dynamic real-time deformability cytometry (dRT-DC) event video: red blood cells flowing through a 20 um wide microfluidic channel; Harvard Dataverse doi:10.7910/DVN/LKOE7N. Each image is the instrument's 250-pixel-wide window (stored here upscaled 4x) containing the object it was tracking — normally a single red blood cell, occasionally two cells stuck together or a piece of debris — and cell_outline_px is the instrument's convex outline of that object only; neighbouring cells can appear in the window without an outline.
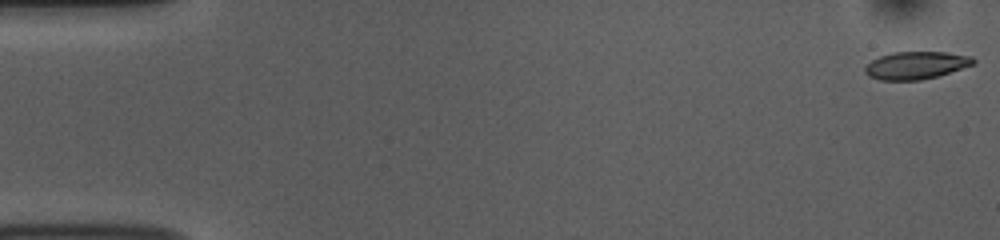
{"species": "common noctule bat (a hibernating species)", "species_latin": "Nyctalus noctula", "temperature_condition": "room temperature", "stored_images_in_passage": 54, "camera_frame_rate_fps": 3000, "um_per_image_px": 0.085, "animal": {"sex": "female", "body_mass_g": 10.0, "forearm_length_mm": 53.1}, "frame": {"image": 1, "passage_image": 1, "time_ms": 0.0, "image_size_px": [1000, 240], "cell_outline_px": [[976, 64], [936, 76], [920, 80], [880, 80], [868, 76], [864, 72], [864, 68], [872, 60], [880, 56], [892, 52], [948, 52], [972, 56], [976, 60]], "centroid_in_image_um": [77.87, 5.54], "position_along_channel_um": 7.1, "area_um2": 17.46}}
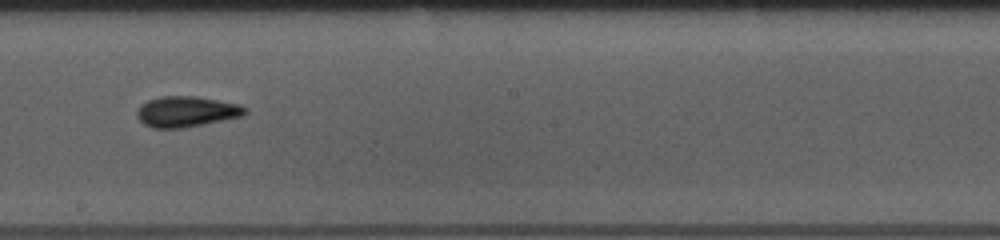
{"frame": {"image": 2, "passage_image": 30, "time_ms": 9.667, "image_size_px": [1000, 240], "cell_outline_px": [[248, 112], [244, 116], [180, 128], [152, 128], [144, 124], [136, 116], [136, 112], [140, 104], [148, 100], [160, 96], [196, 96], [240, 104], [248, 108]], "centroid_in_image_um": [15.85, 9.47], "position_along_channel_um": 232.4, "area_um2": 19.42}}
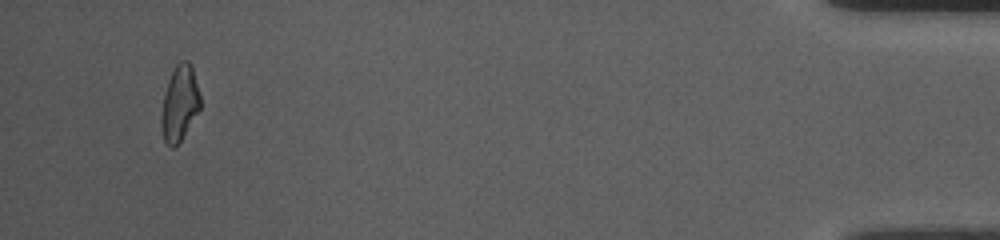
{"frame": {"image": 3, "passage_image": 51, "time_ms": 16.667, "image_size_px": [1000, 240], "cell_outline_px": [[200, 108], [180, 140], [172, 148], [164, 140], [160, 124], [160, 120], [164, 92], [168, 80], [176, 64], [180, 60], [188, 60], [192, 68], [200, 96]], "centroid_in_image_um": [15.24, 8.75], "position_along_channel_um": 420.0, "area_um2": 16.82}, "authors_computed_cell_mechanics": {"area_um2": 17.7735, "velocity_mm_per_s": 3.7513, "shape_relaxation_time_tau1_ms": 3.3208, "shape_relaxation_time_tau2_ms": 2.0687, "deformation_change_tau1": 0.1278, "deformation_change_tau2": 0.088}}